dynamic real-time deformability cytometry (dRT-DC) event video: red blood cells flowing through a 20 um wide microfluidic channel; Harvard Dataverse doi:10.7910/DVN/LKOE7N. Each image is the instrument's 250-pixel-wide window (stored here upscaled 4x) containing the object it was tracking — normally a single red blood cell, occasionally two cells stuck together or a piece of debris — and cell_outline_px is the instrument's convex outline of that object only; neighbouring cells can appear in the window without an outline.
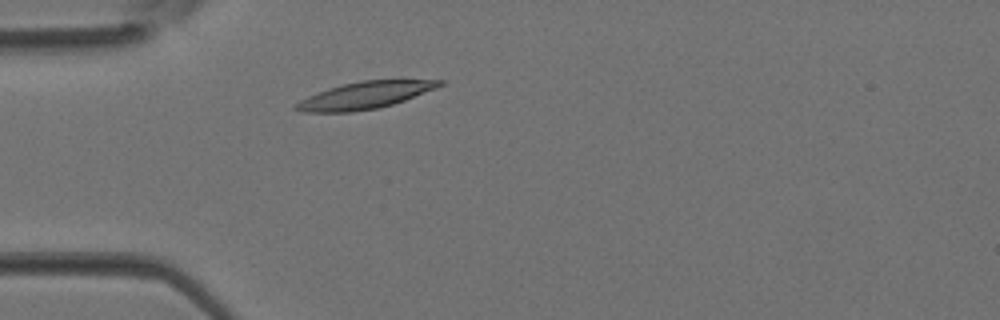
{"species": "Egyptian fruit bat (a non-hibernating species)", "species_latin": "Rousettus aegyptiacus", "temperature_condition": "room temperature", "stored_images_in_passage": 2, "camera_frame_rate_fps": 3000, "um_per_image_px": 0.085, "animal": {"sex": "female"}, "frame": {"image": 1, "passage_image": 2, "time_ms": 0.333, "image_size_px": [1000, 320], "cell_outline_px": [[444, 84], [436, 88], [404, 100], [380, 108], [352, 112], [300, 112], [292, 108], [300, 100], [308, 96], [328, 88], [360, 80], [444, 80]], "centroid_in_image_um": [30.98, 8.11], "position_along_channel_um": 54.0, "area_um2": 22.48}}